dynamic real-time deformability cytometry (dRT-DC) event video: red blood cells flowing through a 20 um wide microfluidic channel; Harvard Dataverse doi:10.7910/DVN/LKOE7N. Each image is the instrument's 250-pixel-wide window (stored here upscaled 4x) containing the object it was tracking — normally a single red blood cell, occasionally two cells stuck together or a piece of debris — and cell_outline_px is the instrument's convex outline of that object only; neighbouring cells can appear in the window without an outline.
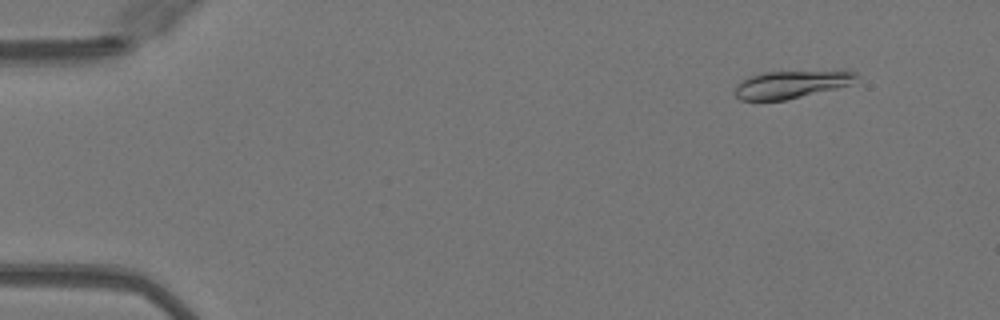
{"species": "Egyptian fruit bat (a non-hibernating species)", "species_latin": "Rousettus aegyptiacus", "temperature_condition": "warm", "stored_images_in_passage": 48, "camera_frame_rate_fps": 3000, "um_per_image_px": 0.085, "animal": {"sex": "female"}, "frame": {"image": 1, "passage_image": 3, "time_ms": 0.667, "image_size_px": [1000, 320], "cell_outline_px": [[860, 76], [848, 84], [836, 88], [784, 100], [740, 100], [736, 96], [736, 84], [760, 72], [840, 68], [848, 68], [856, 72]], "centroid_in_image_um": [67.38, 7.1], "position_along_channel_um": 17.6, "area_um2": 20.23}}
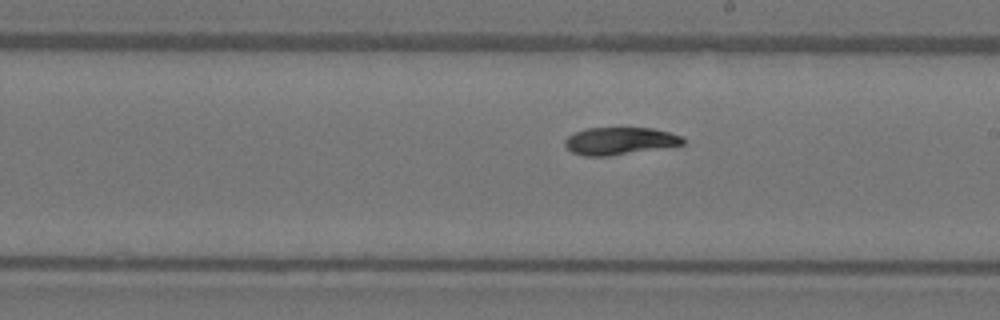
{"frame": {"image": 2, "passage_image": 27, "time_ms": 8.667, "image_size_px": [1000, 320], "cell_outline_px": [[684, 144], [608, 156], [584, 156], [572, 152], [564, 144], [564, 140], [568, 136], [584, 128], [652, 128], [684, 136]], "centroid_in_image_um": [52.65, 11.97], "position_along_channel_um": 236.3, "area_um2": 18.67}}
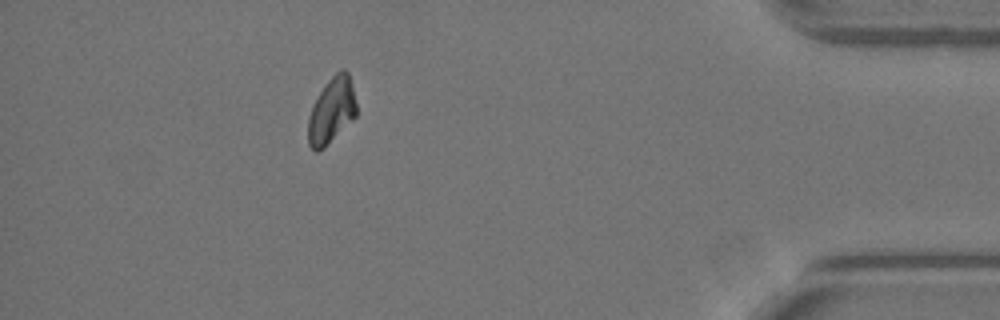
{"frame": {"image": 3, "passage_image": 43, "time_ms": 14.0, "image_size_px": [1000, 320], "cell_outline_px": [[356, 116], [324, 148], [316, 152], [308, 144], [308, 116], [312, 104], [328, 80], [340, 68], [344, 68], [348, 72], [356, 104]], "centroid_in_image_um": [28.16, 9.4], "position_along_channel_um": 407.0, "area_um2": 18.44}, "authors_computed_cell_mechanics": {"area_um2": 19.3919, "velocity_mm_per_s": 4.0772, "shape_relaxation_time_tau1_ms": 4.684, "shape_relaxation_time_tau2_ms": 2.5056, "deformation_change_tau1": 0.1671, "deformation_change_tau2": 0.046}}